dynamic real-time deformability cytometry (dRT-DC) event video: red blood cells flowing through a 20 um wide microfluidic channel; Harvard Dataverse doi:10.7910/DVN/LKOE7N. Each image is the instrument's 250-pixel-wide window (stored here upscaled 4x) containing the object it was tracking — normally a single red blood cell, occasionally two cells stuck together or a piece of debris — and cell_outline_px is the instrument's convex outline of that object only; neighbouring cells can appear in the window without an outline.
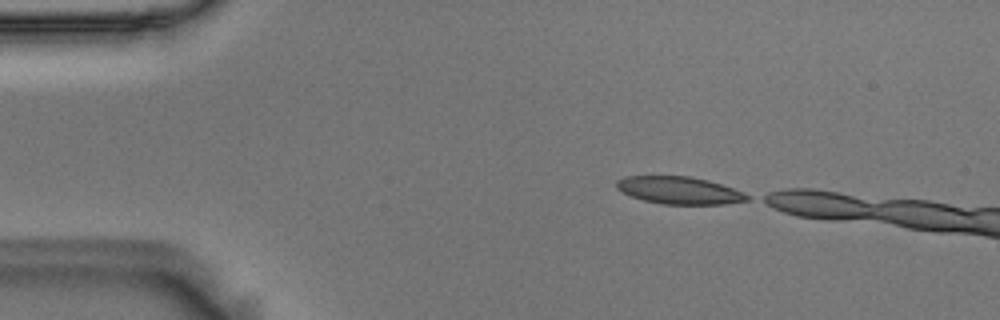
{"species": "Egyptian fruit bat (a non-hibernating species)", "species_latin": "Rousettus aegyptiacus", "temperature_condition": "room temperature", "stored_images_in_passage": 6, "camera_frame_rate_fps": 3000, "um_per_image_px": 0.085, "animal": {"sex": "male"}, "frame": {"image": 1, "passage_image": 1, "time_ms": 0.0, "image_size_px": [1000, 320], "cell_outline_px": [[752, 200], [724, 204], [660, 204], [644, 200], [632, 196], [616, 188], [616, 180], [624, 176], [688, 176], [708, 180], [744, 192], [752, 196]], "centroid_in_image_um": [57.78, 16.18], "position_along_channel_um": 27.2, "area_um2": 20.92}}